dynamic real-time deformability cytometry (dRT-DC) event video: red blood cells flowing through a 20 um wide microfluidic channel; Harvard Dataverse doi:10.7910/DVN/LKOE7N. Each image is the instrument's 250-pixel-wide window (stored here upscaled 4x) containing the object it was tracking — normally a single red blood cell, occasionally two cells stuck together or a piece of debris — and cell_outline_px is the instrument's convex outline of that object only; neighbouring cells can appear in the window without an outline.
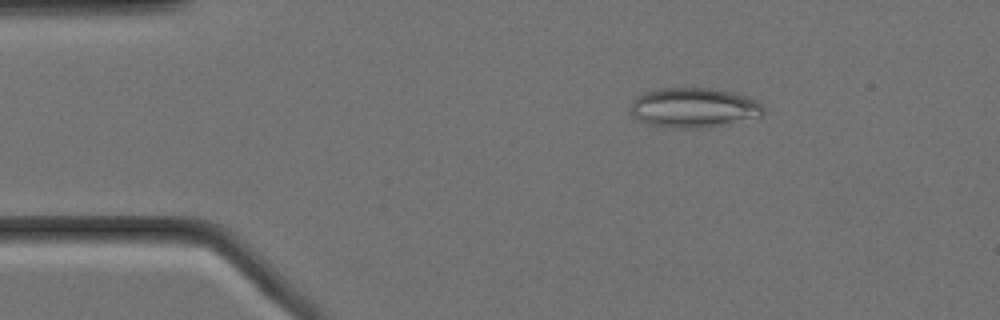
{"species": "Egyptian fruit bat (a non-hibernating species)", "species_latin": "Rousettus aegyptiacus", "temperature_condition": "cold", "stored_images_in_passage": 39, "camera_frame_rate_fps": 3000, "um_per_image_px": 0.085, "animal": {"sex": "female"}, "frame": {"image": 1, "passage_image": 9, "time_ms": 2.667, "image_size_px": [1000, 320], "cell_outline_px": [[764, 112], [760, 116], [708, 128], [672, 128], [648, 124], [632, 116], [632, 100], [644, 92], [660, 88], [708, 88], [732, 92], [748, 96], [756, 100], [764, 108]], "centroid_in_image_um": [58.97, 9.15], "position_along_channel_um": 26.0, "area_um2": 30.75}}
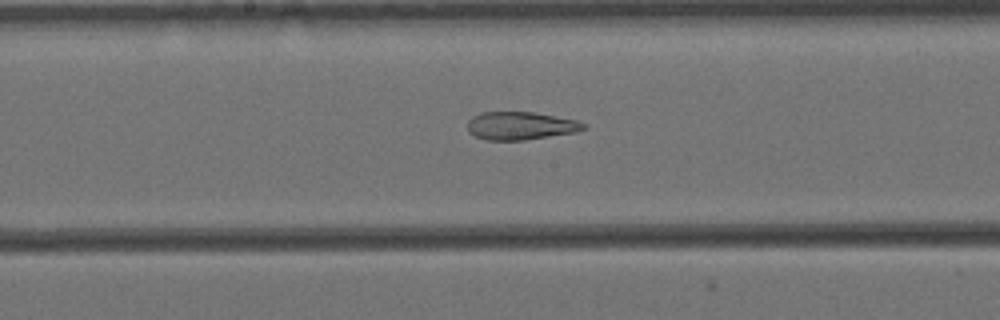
{"frame": {"image": 2, "passage_image": 29, "time_ms": 9.333, "image_size_px": [1000, 320], "cell_outline_px": [[588, 128], [576, 132], [524, 140], [488, 140], [476, 136], [468, 132], [468, 120], [472, 116], [480, 112], [532, 112], [576, 120], [584, 124]], "centroid_in_image_um": [44.23, 10.69], "position_along_channel_um": 204.0, "area_um2": 18.84}}
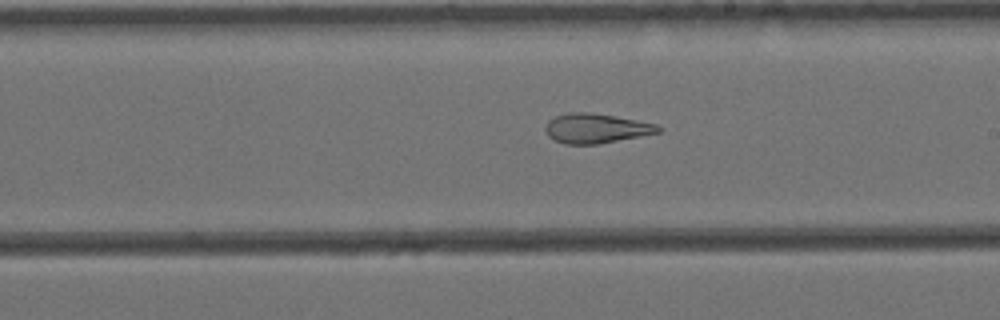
{"frame": {"image": 3, "passage_image": 32, "time_ms": 10.333, "image_size_px": [1000, 320], "cell_outline_px": [[664, 128], [660, 132], [640, 136], [596, 144], [564, 144], [552, 140], [548, 136], [544, 128], [548, 120], [556, 116], [572, 112], [592, 112], [636, 120], [656, 124]], "centroid_in_image_um": [50.64, 10.91], "position_along_channel_um": 238.4, "area_um2": 19.48}}